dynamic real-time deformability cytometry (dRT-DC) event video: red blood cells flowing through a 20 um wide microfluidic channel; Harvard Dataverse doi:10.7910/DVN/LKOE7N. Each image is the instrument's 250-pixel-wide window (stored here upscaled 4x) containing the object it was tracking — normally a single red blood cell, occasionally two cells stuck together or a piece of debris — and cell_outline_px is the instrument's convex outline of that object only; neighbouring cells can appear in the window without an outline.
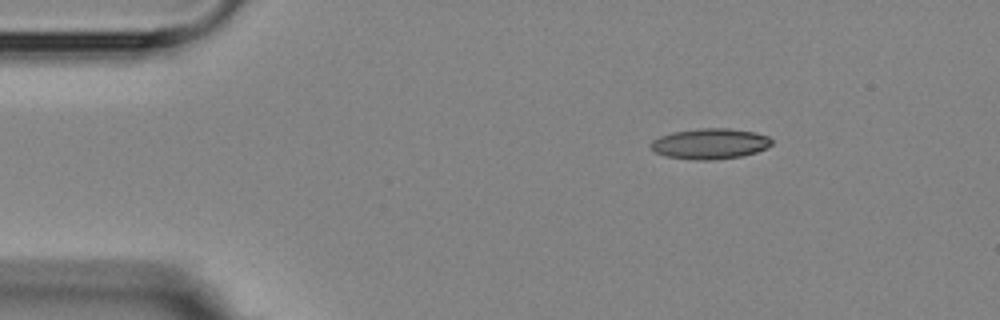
{"species": "Egyptian fruit bat (a non-hibernating species)", "species_latin": "Rousettus aegyptiacus", "temperature_condition": "room temperature", "stored_images_in_passage": 4, "segment_of_instrument_passage": [1, 2], "camera_frame_rate_fps": 3000, "um_per_image_px": 0.085, "animal": {"sex": "female"}, "frame": {"image": 1, "passage_image": 1, "time_ms": 0.0, "image_size_px": [1000, 320], "cell_outline_px": [[772, 144], [756, 152], [740, 156], [712, 160], [696, 160], [668, 156], [656, 152], [648, 144], [652, 140], [660, 136], [672, 132], [700, 128], [728, 128], [756, 132], [768, 136], [772, 140]], "centroid_in_image_um": [60.34, 12.2], "position_along_channel_um": 24.7, "area_um2": 21.44}}